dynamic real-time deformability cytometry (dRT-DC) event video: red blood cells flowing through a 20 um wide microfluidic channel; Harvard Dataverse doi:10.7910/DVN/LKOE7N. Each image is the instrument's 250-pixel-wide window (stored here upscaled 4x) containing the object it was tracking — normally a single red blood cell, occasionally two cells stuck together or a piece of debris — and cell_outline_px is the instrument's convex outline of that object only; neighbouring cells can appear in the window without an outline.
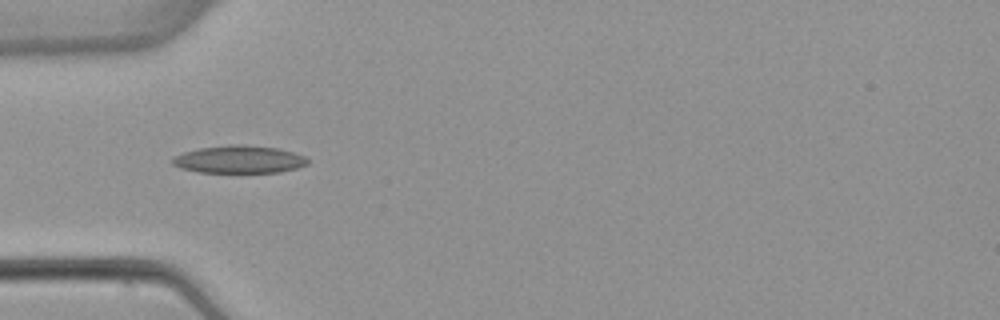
{"species": "common noctule bat (a hibernating species)", "species_latin": "Nyctalus noctula", "temperature_condition": "warm", "stored_images_in_passage": 3, "camera_frame_rate_fps": 3000, "um_per_image_px": 0.085, "animal": {"sex": "female", "body_mass_g": 22.7, "forearm_length_mm": 54.2}, "frame": {"image": 1, "passage_image": 1, "time_ms": 0.0, "image_size_px": [1000, 320], "cell_outline_px": [[308, 164], [296, 168], [280, 172], [200, 172], [180, 168], [172, 164], [172, 156], [184, 152], [200, 148], [228, 144], [244, 144], [280, 148], [304, 156], [308, 160]], "centroid_in_image_um": [20.31, 13.54], "position_along_channel_um": 64.7, "area_um2": 21.85}}
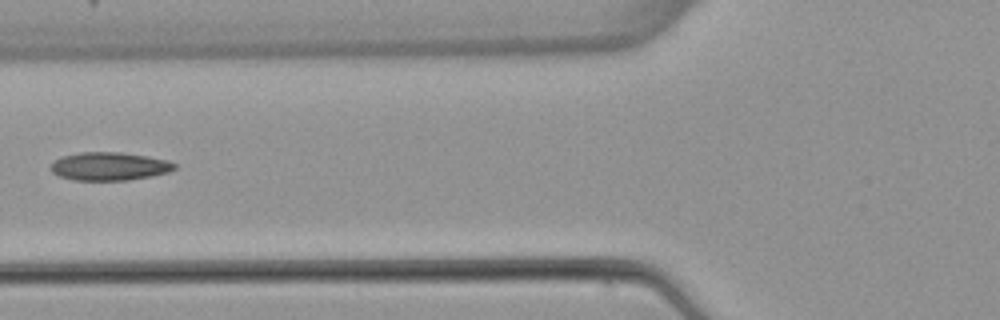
{"frame": {"image": 2, "passage_image": 2, "time_ms": 1.333, "image_size_px": [1000, 320], "cell_outline_px": [[176, 168], [168, 172], [152, 176], [128, 180], [72, 180], [60, 176], [52, 172], [52, 164], [60, 156], [80, 152], [120, 152], [148, 156], [168, 160], [176, 164]], "centroid_in_image_um": [9.32, 14.13], "position_along_channel_um": 116.5, "area_um2": 20.35}}
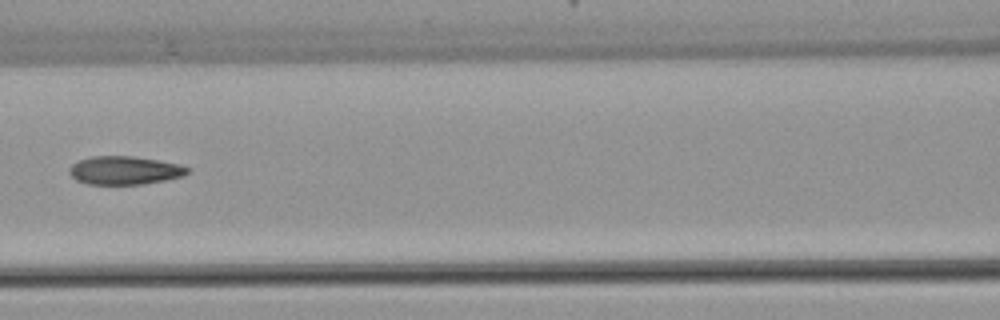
{"frame": {"image": 3, "passage_image": 3, "time_ms": 2.333, "image_size_px": [1000, 320], "cell_outline_px": [[192, 168], [184, 176], [144, 184], [88, 184], [76, 180], [68, 172], [68, 168], [72, 164], [80, 160], [92, 156], [132, 156], [180, 164]], "centroid_in_image_um": [10.6, 14.48], "position_along_channel_um": 156.0, "area_um2": 19.54}}